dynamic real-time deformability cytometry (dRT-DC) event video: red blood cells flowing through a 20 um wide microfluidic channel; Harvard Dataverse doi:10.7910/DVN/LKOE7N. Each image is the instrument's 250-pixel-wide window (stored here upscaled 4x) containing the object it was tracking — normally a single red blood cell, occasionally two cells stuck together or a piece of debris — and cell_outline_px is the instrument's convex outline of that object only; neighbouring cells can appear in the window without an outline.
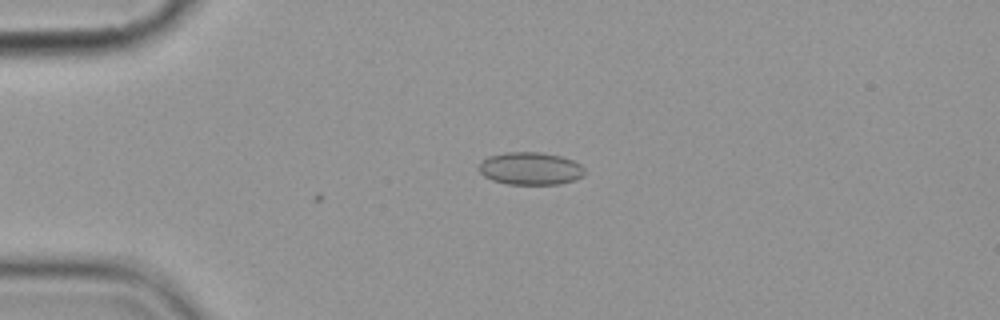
{"species": "common noctule bat (a hibernating species)", "species_latin": "Nyctalus noctula", "temperature_condition": "cold", "stored_images_in_passage": 5, "camera_frame_rate_fps": 3000, "um_per_image_px": 0.085, "animal": {"sex": "female", "body_mass_g": 19.9}, "frame": {"image": 1, "passage_image": 4, "time_ms": 4.333, "image_size_px": [1000, 320], "cell_outline_px": [[584, 176], [576, 180], [560, 184], [508, 184], [492, 180], [484, 176], [476, 168], [480, 160], [488, 156], [504, 152], [544, 152], [560, 156], [572, 160], [580, 164], [584, 168]], "centroid_in_image_um": [45.05, 14.32], "position_along_channel_um": 39.9, "area_um2": 20.46}}